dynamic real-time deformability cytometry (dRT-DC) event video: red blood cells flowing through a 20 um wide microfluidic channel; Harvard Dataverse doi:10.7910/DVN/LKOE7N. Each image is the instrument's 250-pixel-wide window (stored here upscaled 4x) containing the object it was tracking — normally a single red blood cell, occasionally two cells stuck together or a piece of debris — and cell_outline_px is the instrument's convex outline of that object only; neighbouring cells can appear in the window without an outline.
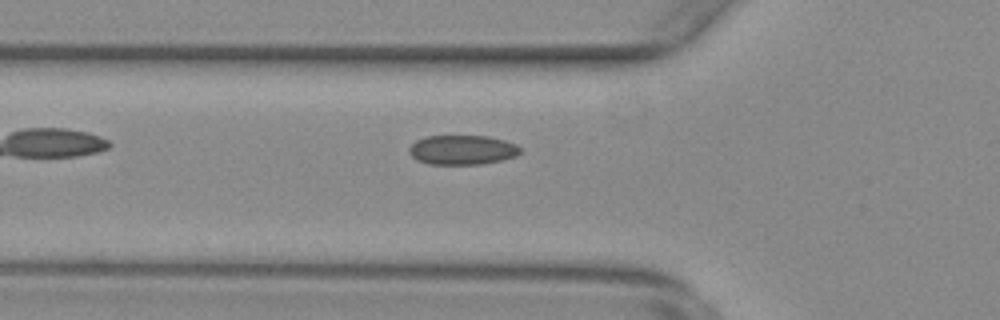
{"species": "common noctule bat (a hibernating species)", "species_latin": "Nyctalus noctula", "temperature_condition": "warm", "stored_images_in_passage": 38, "camera_frame_rate_fps": 3000, "um_per_image_px": 0.085, "animal": {"sex": "female", "body_mass_g": 29.2, "forearm_length_mm": 56.3}, "frame": {"image": 1, "passage_image": 2, "time_ms": 0.333, "image_size_px": [1000, 320], "cell_outline_px": [[520, 152], [516, 156], [500, 160], [480, 164], [428, 164], [416, 160], [408, 152], [408, 148], [416, 140], [428, 136], [488, 136], [504, 140], [516, 144], [520, 148]], "centroid_in_image_um": [39.27, 12.74], "position_along_channel_um": 86.5, "area_um2": 19.07}}
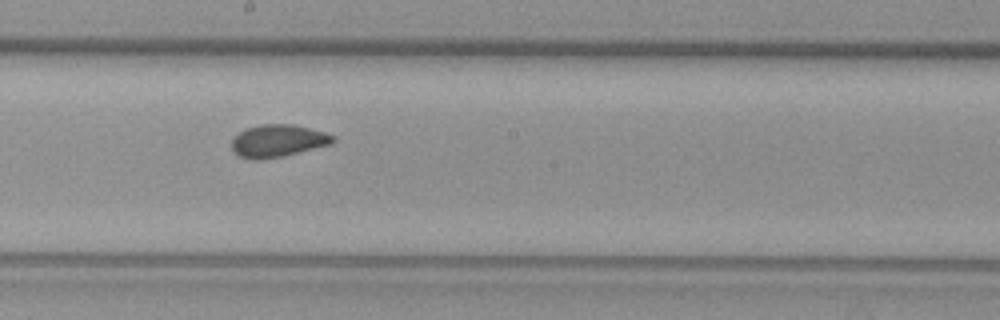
{"frame": {"image": 2, "passage_image": 13, "time_ms": 4.0, "image_size_px": [1000, 320], "cell_outline_px": [[336, 140], [332, 144], [284, 156], [260, 160], [252, 160], [240, 156], [232, 152], [232, 136], [248, 128], [260, 124], [292, 124], [324, 132], [336, 136]], "centroid_in_image_um": [23.61, 11.98], "position_along_channel_um": 224.6, "area_um2": 19.31}}
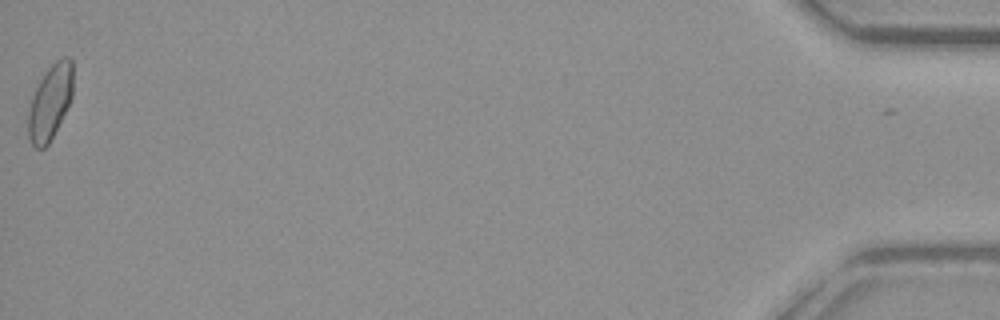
{"frame": {"image": 3, "passage_image": 38, "time_ms": 12.333, "image_size_px": [1000, 320], "cell_outline_px": [[72, 96], [48, 144], [44, 148], [36, 148], [32, 144], [28, 136], [28, 116], [32, 96], [44, 72], [56, 60], [64, 56], [68, 56], [72, 60]], "centroid_in_image_um": [4.25, 8.65], "position_along_channel_um": 431.0, "area_um2": 19.13}}